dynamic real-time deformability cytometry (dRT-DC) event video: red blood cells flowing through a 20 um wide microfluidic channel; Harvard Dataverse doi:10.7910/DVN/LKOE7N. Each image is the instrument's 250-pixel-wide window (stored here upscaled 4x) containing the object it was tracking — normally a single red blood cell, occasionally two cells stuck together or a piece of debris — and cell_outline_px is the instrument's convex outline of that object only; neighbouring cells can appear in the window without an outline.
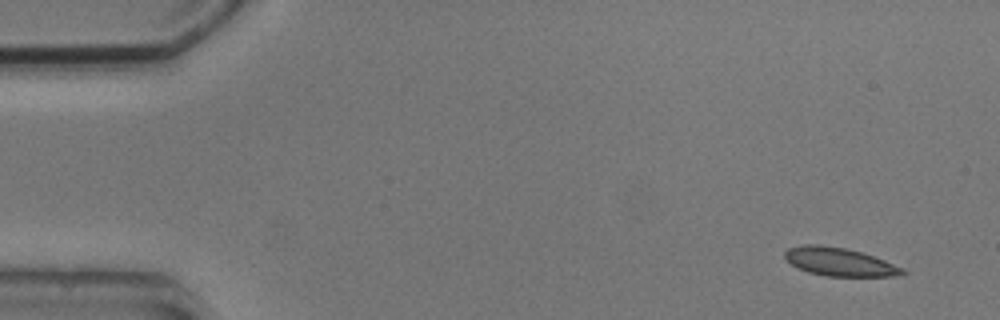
{"species": "common noctule bat (a hibernating species)", "species_latin": "Nyctalus noctula", "temperature_condition": "cold", "stored_images_in_passage": 4, "camera_frame_rate_fps": 3000, "um_per_image_px": 0.085, "animal": {"sex": "male", "body_mass_g": 20.5, "forearm_length_mm": 52.5}, "frame": {"image": 1, "passage_image": 1, "time_ms": 0.0, "image_size_px": [1000, 320], "cell_outline_px": [[908, 272], [900, 276], [824, 276], [808, 272], [796, 268], [784, 256], [784, 252], [788, 248], [804, 244], [820, 244], [844, 248], [860, 252], [884, 260], [904, 268]], "centroid_in_image_um": [71.35, 22.26], "position_along_channel_um": 13.7, "area_um2": 19.42}}
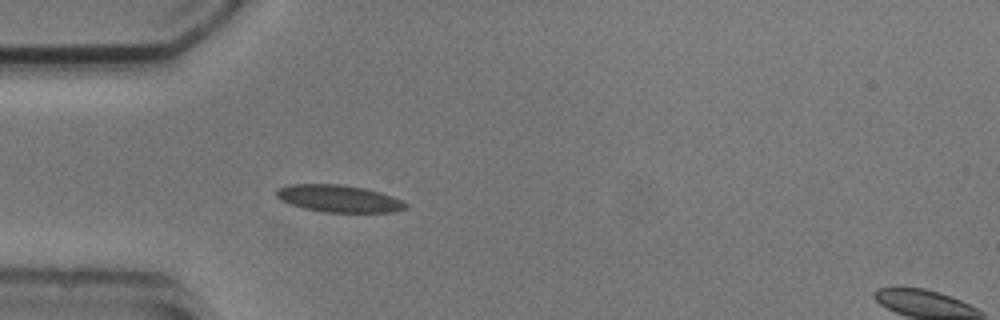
{"frame": {"image": 2, "passage_image": 4, "time_ms": 4.0, "image_size_px": [1000, 320], "cell_outline_px": [[408, 208], [396, 212], [324, 212], [304, 208], [280, 200], [276, 196], [276, 192], [280, 188], [288, 184], [340, 184], [364, 188], [380, 192], [404, 200], [408, 204]], "centroid_in_image_um": [28.85, 16.88], "position_along_channel_um": 56.1, "area_um2": 20.52}}